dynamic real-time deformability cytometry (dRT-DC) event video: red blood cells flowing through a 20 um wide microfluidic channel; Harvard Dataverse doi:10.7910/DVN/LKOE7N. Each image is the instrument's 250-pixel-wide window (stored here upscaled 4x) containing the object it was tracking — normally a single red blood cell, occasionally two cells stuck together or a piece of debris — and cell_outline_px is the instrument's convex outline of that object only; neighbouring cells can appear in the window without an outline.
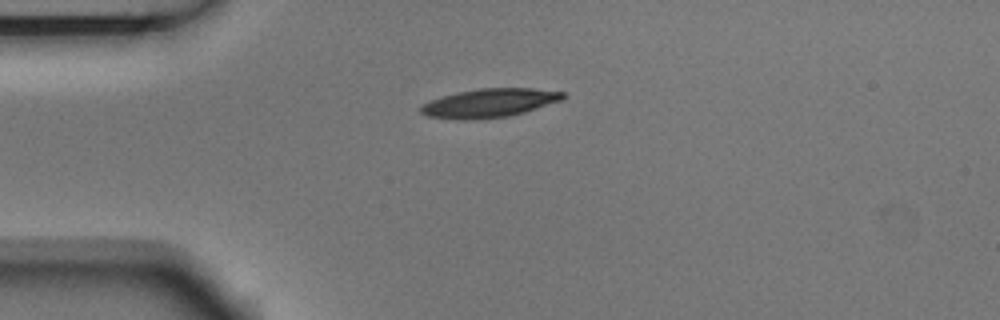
{"species": "Egyptian fruit bat (a non-hibernating species)", "species_latin": "Rousettus aegyptiacus", "temperature_condition": "room temperature", "stored_images_in_passage": 8, "camera_frame_rate_fps": 3000, "um_per_image_px": 0.085, "animal": {"sex": "male"}, "frame": {"image": 1, "passage_image": 1, "time_ms": 0.0, "image_size_px": [1000, 320], "cell_outline_px": [[564, 96], [560, 100], [524, 112], [508, 116], [468, 120], [456, 120], [428, 116], [420, 112], [420, 108], [424, 104], [432, 100], [444, 96], [460, 92], [480, 88], [532, 88], [564, 92]], "centroid_in_image_um": [41.58, 8.76], "position_along_channel_um": 43.4, "area_um2": 23.35}}
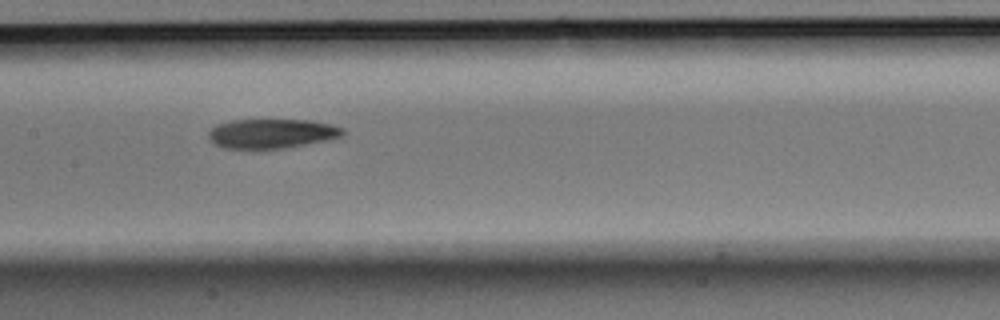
{"frame": {"image": 2, "passage_image": 5, "time_ms": 1.333, "image_size_px": [1000, 320], "cell_outline_px": [[344, 136], [284, 148], [260, 152], [224, 148], [208, 140], [208, 132], [216, 124], [232, 120], [312, 120], [344, 128]], "centroid_in_image_um": [23.02, 11.39], "position_along_channel_um": 184.4, "area_um2": 23.7}}
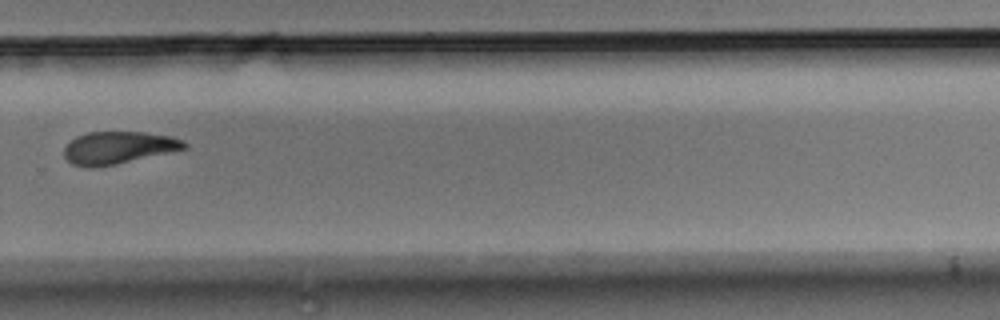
{"frame": {"image": 3, "passage_image": 8, "time_ms": 2.333, "image_size_px": [1000, 320], "cell_outline_px": [[188, 148], [116, 164], [96, 168], [88, 168], [72, 164], [64, 156], [64, 148], [76, 136], [88, 132], [144, 132], [172, 136], [184, 140], [188, 144]], "centroid_in_image_um": [10.07, 12.55], "position_along_channel_um": 319.7, "area_um2": 22.77}}